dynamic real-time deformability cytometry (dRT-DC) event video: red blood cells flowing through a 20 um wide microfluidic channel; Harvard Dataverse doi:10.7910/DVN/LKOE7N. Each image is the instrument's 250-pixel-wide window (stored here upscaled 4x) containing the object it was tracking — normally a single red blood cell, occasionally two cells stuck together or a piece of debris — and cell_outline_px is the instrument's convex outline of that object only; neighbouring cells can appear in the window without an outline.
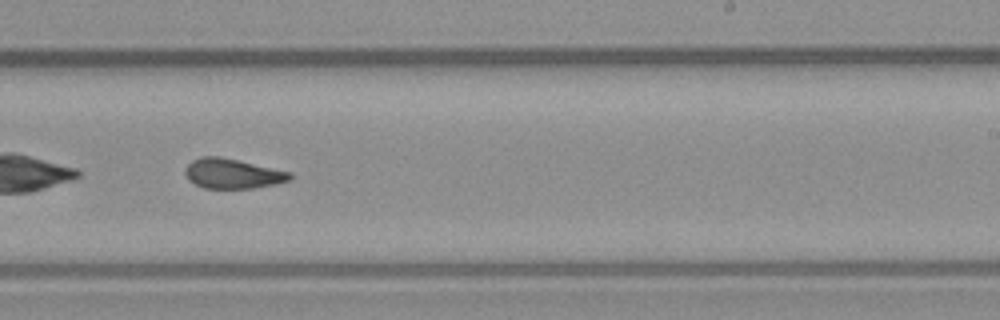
{"species": "common noctule bat (a hibernating species)", "species_latin": "Nyctalus noctula", "temperature_condition": "warm", "stored_images_in_passage": 42, "camera_frame_rate_fps": 3000, "um_per_image_px": 0.085, "animal": {"sex": "male", "body_mass_g": 23.1, "forearm_length_mm": 52.7}, "frame": {"image": 1, "passage_image": 24, "time_ms": 7.667, "image_size_px": [1000, 320], "cell_outline_px": [[292, 180], [276, 184], [252, 188], [204, 188], [188, 180], [184, 172], [184, 168], [192, 160], [200, 156], [220, 156], [292, 172]], "centroid_in_image_um": [19.76, 14.75], "position_along_channel_um": 269.2, "area_um2": 18.38}, "authors_computed_cell_mechanics": {"area_um2": 18.496, "velocity_mm_per_s": 3.7395, "shape_relaxation_time_tau1_ms": 7.1806, "shape_relaxation_time_tau2_ms": 1.9902, "deformation_change_tau1": 0.1919, "deformation_change_tau2": 0.0947}}